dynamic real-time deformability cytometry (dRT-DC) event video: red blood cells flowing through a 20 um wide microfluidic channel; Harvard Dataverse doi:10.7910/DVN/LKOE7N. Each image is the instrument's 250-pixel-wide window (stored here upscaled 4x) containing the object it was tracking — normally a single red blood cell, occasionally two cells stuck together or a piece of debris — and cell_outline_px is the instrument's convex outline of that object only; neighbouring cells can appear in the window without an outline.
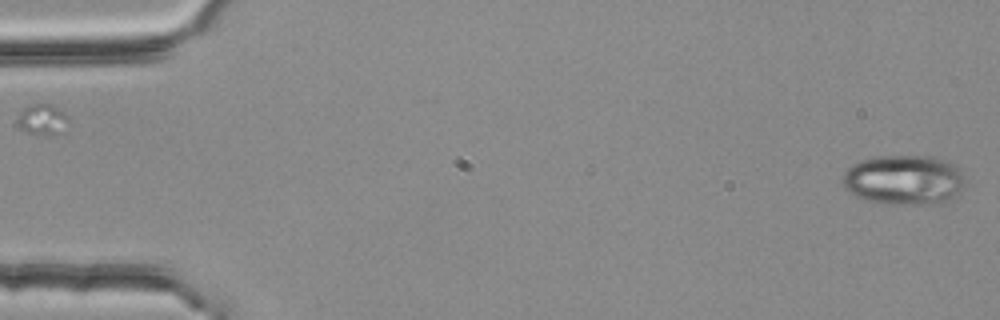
{"species": "common noctule bat (a hibernating species)", "species_latin": "Nyctalus noctula", "temperature_condition": "room temperature", "stored_images_in_passage": 2, "camera_frame_rate_fps": 3000, "um_per_image_px": 0.085, "animal": {"sex": "female", "body_mass_g": 25.1}, "frame": {"image": 1, "passage_image": 2, "time_ms": 0.333, "image_size_px": [1000, 320], "cell_outline_px": [[960, 192], [944, 204], [884, 204], [864, 200], [856, 196], [844, 188], [844, 172], [852, 164], [860, 160], [880, 156], [932, 156], [956, 164], [960, 168]], "centroid_in_image_um": [76.81, 15.3], "position_along_channel_um": 8.2, "area_um2": 35.55}}